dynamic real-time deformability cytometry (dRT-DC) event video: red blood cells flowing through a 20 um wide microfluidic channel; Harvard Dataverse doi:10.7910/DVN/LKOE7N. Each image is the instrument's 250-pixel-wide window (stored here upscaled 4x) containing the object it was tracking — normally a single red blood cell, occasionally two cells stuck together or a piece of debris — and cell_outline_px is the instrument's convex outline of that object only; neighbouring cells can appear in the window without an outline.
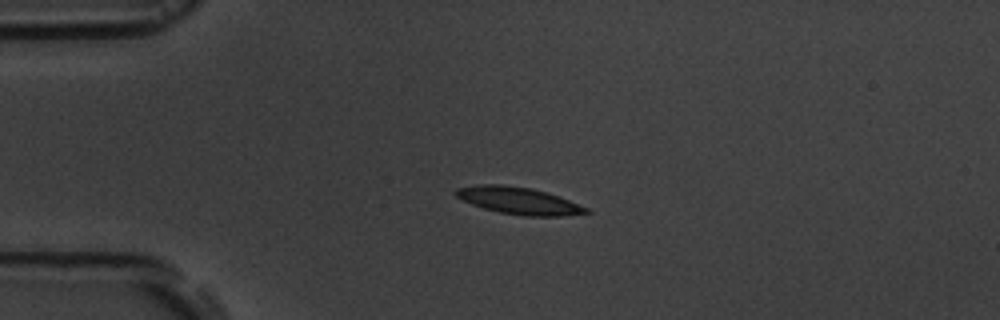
{"species": "common noctule bat (a hibernating species)", "species_latin": "Nyctalus noctula", "temperature_condition": "room temperature", "stored_images_in_passage": 5, "camera_frame_rate_fps": 3000, "um_per_image_px": 0.085, "animal": {"sex": "male", "body_mass_g": 19.5, "forearm_length_mm": 54.6}, "frame": {"image": 1, "passage_image": 4, "time_ms": 3.667, "image_size_px": [1000, 320], "cell_outline_px": [[592, 212], [564, 216], [524, 216], [500, 212], [484, 208], [472, 204], [456, 196], [452, 192], [456, 188], [476, 184], [500, 184], [532, 188], [568, 200], [588, 208]], "centroid_in_image_um": [44.05, 17.05], "position_along_channel_um": 40.9, "area_um2": 20.4}}